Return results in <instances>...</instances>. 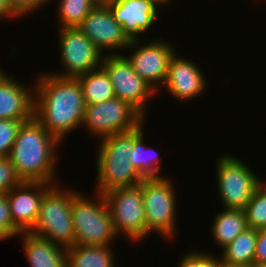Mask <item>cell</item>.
<instances>
[{
  "label": "cell",
  "mask_w": 266,
  "mask_h": 267,
  "mask_svg": "<svg viewBox=\"0 0 266 267\" xmlns=\"http://www.w3.org/2000/svg\"><path fill=\"white\" fill-rule=\"evenodd\" d=\"M33 116L61 143L82 126L85 102L77 78L37 74Z\"/></svg>",
  "instance_id": "obj_1"
},
{
  "label": "cell",
  "mask_w": 266,
  "mask_h": 267,
  "mask_svg": "<svg viewBox=\"0 0 266 267\" xmlns=\"http://www.w3.org/2000/svg\"><path fill=\"white\" fill-rule=\"evenodd\" d=\"M59 145L61 142L33 116L21 124L8 158L23 182L59 184L56 179Z\"/></svg>",
  "instance_id": "obj_2"
},
{
  "label": "cell",
  "mask_w": 266,
  "mask_h": 267,
  "mask_svg": "<svg viewBox=\"0 0 266 267\" xmlns=\"http://www.w3.org/2000/svg\"><path fill=\"white\" fill-rule=\"evenodd\" d=\"M96 180L97 193L139 185L144 178L130 162L133 150V130L115 134L97 142Z\"/></svg>",
  "instance_id": "obj_3"
},
{
  "label": "cell",
  "mask_w": 266,
  "mask_h": 267,
  "mask_svg": "<svg viewBox=\"0 0 266 267\" xmlns=\"http://www.w3.org/2000/svg\"><path fill=\"white\" fill-rule=\"evenodd\" d=\"M59 187L54 184L43 194L37 220L29 232L68 248L74 245L71 210L72 200L79 191L72 186Z\"/></svg>",
  "instance_id": "obj_4"
},
{
  "label": "cell",
  "mask_w": 266,
  "mask_h": 267,
  "mask_svg": "<svg viewBox=\"0 0 266 267\" xmlns=\"http://www.w3.org/2000/svg\"><path fill=\"white\" fill-rule=\"evenodd\" d=\"M79 192L72 200V221L74 226V244L89 246L111 245L115 233L110 211L105 197L94 192L96 197L92 200ZM91 199V200H90Z\"/></svg>",
  "instance_id": "obj_5"
},
{
  "label": "cell",
  "mask_w": 266,
  "mask_h": 267,
  "mask_svg": "<svg viewBox=\"0 0 266 267\" xmlns=\"http://www.w3.org/2000/svg\"><path fill=\"white\" fill-rule=\"evenodd\" d=\"M139 186L143 193L147 237L156 232L167 240L176 238L177 185L164 175L160 178H144Z\"/></svg>",
  "instance_id": "obj_6"
},
{
  "label": "cell",
  "mask_w": 266,
  "mask_h": 267,
  "mask_svg": "<svg viewBox=\"0 0 266 267\" xmlns=\"http://www.w3.org/2000/svg\"><path fill=\"white\" fill-rule=\"evenodd\" d=\"M232 154L223 153L217 158L215 179L218 196L225 209L244 210L255 189L263 181L252 167Z\"/></svg>",
  "instance_id": "obj_7"
},
{
  "label": "cell",
  "mask_w": 266,
  "mask_h": 267,
  "mask_svg": "<svg viewBox=\"0 0 266 267\" xmlns=\"http://www.w3.org/2000/svg\"><path fill=\"white\" fill-rule=\"evenodd\" d=\"M118 237L124 235L130 242H142L147 238V225L142 188L137 185L117 188L104 193Z\"/></svg>",
  "instance_id": "obj_8"
},
{
  "label": "cell",
  "mask_w": 266,
  "mask_h": 267,
  "mask_svg": "<svg viewBox=\"0 0 266 267\" xmlns=\"http://www.w3.org/2000/svg\"><path fill=\"white\" fill-rule=\"evenodd\" d=\"M145 120L128 102L114 97L105 102L85 105L82 128L86 127L90 137L93 135L101 140L132 131Z\"/></svg>",
  "instance_id": "obj_9"
},
{
  "label": "cell",
  "mask_w": 266,
  "mask_h": 267,
  "mask_svg": "<svg viewBox=\"0 0 266 267\" xmlns=\"http://www.w3.org/2000/svg\"><path fill=\"white\" fill-rule=\"evenodd\" d=\"M101 67L109 76L115 97L128 102L145 119L148 118V102L159 93L138 76L127 58L123 54L104 55Z\"/></svg>",
  "instance_id": "obj_10"
},
{
  "label": "cell",
  "mask_w": 266,
  "mask_h": 267,
  "mask_svg": "<svg viewBox=\"0 0 266 267\" xmlns=\"http://www.w3.org/2000/svg\"><path fill=\"white\" fill-rule=\"evenodd\" d=\"M58 52L62 71L51 72L59 77L76 78L79 75L91 72L102 65L101 53L90 39L78 27L58 28Z\"/></svg>",
  "instance_id": "obj_11"
},
{
  "label": "cell",
  "mask_w": 266,
  "mask_h": 267,
  "mask_svg": "<svg viewBox=\"0 0 266 267\" xmlns=\"http://www.w3.org/2000/svg\"><path fill=\"white\" fill-rule=\"evenodd\" d=\"M147 42L143 44L141 40L131 41L126 48V50L130 49L131 55H125L127 53H123V55L130 62L138 76L158 93L166 82L170 59L177 50L174 48V44L167 40L165 41L164 38L159 39L157 37V39Z\"/></svg>",
  "instance_id": "obj_12"
},
{
  "label": "cell",
  "mask_w": 266,
  "mask_h": 267,
  "mask_svg": "<svg viewBox=\"0 0 266 267\" xmlns=\"http://www.w3.org/2000/svg\"><path fill=\"white\" fill-rule=\"evenodd\" d=\"M78 28L103 55L122 54L121 50H126L131 43L103 1L88 13Z\"/></svg>",
  "instance_id": "obj_13"
},
{
  "label": "cell",
  "mask_w": 266,
  "mask_h": 267,
  "mask_svg": "<svg viewBox=\"0 0 266 267\" xmlns=\"http://www.w3.org/2000/svg\"><path fill=\"white\" fill-rule=\"evenodd\" d=\"M109 7L114 19L122 25L124 34L130 41L142 40L146 33L156 24L160 6L152 0H103Z\"/></svg>",
  "instance_id": "obj_14"
},
{
  "label": "cell",
  "mask_w": 266,
  "mask_h": 267,
  "mask_svg": "<svg viewBox=\"0 0 266 267\" xmlns=\"http://www.w3.org/2000/svg\"><path fill=\"white\" fill-rule=\"evenodd\" d=\"M205 77L197 63L175 52L170 59L163 88L166 87L169 95L171 94L176 100L185 102L192 99L193 101V98L203 95L206 91L209 84L206 83Z\"/></svg>",
  "instance_id": "obj_15"
},
{
  "label": "cell",
  "mask_w": 266,
  "mask_h": 267,
  "mask_svg": "<svg viewBox=\"0 0 266 267\" xmlns=\"http://www.w3.org/2000/svg\"><path fill=\"white\" fill-rule=\"evenodd\" d=\"M53 184L22 182L7 193L13 224L21 232H29L38 217L43 194Z\"/></svg>",
  "instance_id": "obj_16"
},
{
  "label": "cell",
  "mask_w": 266,
  "mask_h": 267,
  "mask_svg": "<svg viewBox=\"0 0 266 267\" xmlns=\"http://www.w3.org/2000/svg\"><path fill=\"white\" fill-rule=\"evenodd\" d=\"M32 85L18 81L13 73L0 72V119L30 120L33 117L34 83Z\"/></svg>",
  "instance_id": "obj_17"
},
{
  "label": "cell",
  "mask_w": 266,
  "mask_h": 267,
  "mask_svg": "<svg viewBox=\"0 0 266 267\" xmlns=\"http://www.w3.org/2000/svg\"><path fill=\"white\" fill-rule=\"evenodd\" d=\"M24 255L30 267H68L66 248L30 232H21Z\"/></svg>",
  "instance_id": "obj_18"
},
{
  "label": "cell",
  "mask_w": 266,
  "mask_h": 267,
  "mask_svg": "<svg viewBox=\"0 0 266 267\" xmlns=\"http://www.w3.org/2000/svg\"><path fill=\"white\" fill-rule=\"evenodd\" d=\"M145 123L144 121L133 130V150L130 152L129 159L143 178H160L163 177L161 156L156 149L145 144V129H143Z\"/></svg>",
  "instance_id": "obj_19"
},
{
  "label": "cell",
  "mask_w": 266,
  "mask_h": 267,
  "mask_svg": "<svg viewBox=\"0 0 266 267\" xmlns=\"http://www.w3.org/2000/svg\"><path fill=\"white\" fill-rule=\"evenodd\" d=\"M211 233L214 243L222 250L248 227L244 210L223 209L212 222Z\"/></svg>",
  "instance_id": "obj_20"
},
{
  "label": "cell",
  "mask_w": 266,
  "mask_h": 267,
  "mask_svg": "<svg viewBox=\"0 0 266 267\" xmlns=\"http://www.w3.org/2000/svg\"><path fill=\"white\" fill-rule=\"evenodd\" d=\"M114 245H76L66 248L68 267H112L116 264Z\"/></svg>",
  "instance_id": "obj_21"
},
{
  "label": "cell",
  "mask_w": 266,
  "mask_h": 267,
  "mask_svg": "<svg viewBox=\"0 0 266 267\" xmlns=\"http://www.w3.org/2000/svg\"><path fill=\"white\" fill-rule=\"evenodd\" d=\"M76 78L81 85L85 105L105 102L115 97L109 76L101 66Z\"/></svg>",
  "instance_id": "obj_22"
},
{
  "label": "cell",
  "mask_w": 266,
  "mask_h": 267,
  "mask_svg": "<svg viewBox=\"0 0 266 267\" xmlns=\"http://www.w3.org/2000/svg\"><path fill=\"white\" fill-rule=\"evenodd\" d=\"M257 236L258 230L247 228L221 250L220 258L230 264L252 266L254 264Z\"/></svg>",
  "instance_id": "obj_23"
},
{
  "label": "cell",
  "mask_w": 266,
  "mask_h": 267,
  "mask_svg": "<svg viewBox=\"0 0 266 267\" xmlns=\"http://www.w3.org/2000/svg\"><path fill=\"white\" fill-rule=\"evenodd\" d=\"M54 1V0H53ZM51 0V2H53ZM58 28L78 27L101 0H58Z\"/></svg>",
  "instance_id": "obj_24"
},
{
  "label": "cell",
  "mask_w": 266,
  "mask_h": 267,
  "mask_svg": "<svg viewBox=\"0 0 266 267\" xmlns=\"http://www.w3.org/2000/svg\"><path fill=\"white\" fill-rule=\"evenodd\" d=\"M262 180L244 209L248 227L256 230L266 229V181Z\"/></svg>",
  "instance_id": "obj_25"
},
{
  "label": "cell",
  "mask_w": 266,
  "mask_h": 267,
  "mask_svg": "<svg viewBox=\"0 0 266 267\" xmlns=\"http://www.w3.org/2000/svg\"><path fill=\"white\" fill-rule=\"evenodd\" d=\"M28 120L0 119V158L8 157L20 126Z\"/></svg>",
  "instance_id": "obj_26"
},
{
  "label": "cell",
  "mask_w": 266,
  "mask_h": 267,
  "mask_svg": "<svg viewBox=\"0 0 266 267\" xmlns=\"http://www.w3.org/2000/svg\"><path fill=\"white\" fill-rule=\"evenodd\" d=\"M177 267H219V257L208 251L193 249L182 255Z\"/></svg>",
  "instance_id": "obj_27"
},
{
  "label": "cell",
  "mask_w": 266,
  "mask_h": 267,
  "mask_svg": "<svg viewBox=\"0 0 266 267\" xmlns=\"http://www.w3.org/2000/svg\"><path fill=\"white\" fill-rule=\"evenodd\" d=\"M22 182L9 158H0V195L7 194Z\"/></svg>",
  "instance_id": "obj_28"
},
{
  "label": "cell",
  "mask_w": 266,
  "mask_h": 267,
  "mask_svg": "<svg viewBox=\"0 0 266 267\" xmlns=\"http://www.w3.org/2000/svg\"><path fill=\"white\" fill-rule=\"evenodd\" d=\"M12 10L21 18L33 13L34 11L45 7V4H51V0H8Z\"/></svg>",
  "instance_id": "obj_29"
},
{
  "label": "cell",
  "mask_w": 266,
  "mask_h": 267,
  "mask_svg": "<svg viewBox=\"0 0 266 267\" xmlns=\"http://www.w3.org/2000/svg\"><path fill=\"white\" fill-rule=\"evenodd\" d=\"M0 225L12 236L18 237L21 231L13 224L7 194L0 195Z\"/></svg>",
  "instance_id": "obj_30"
},
{
  "label": "cell",
  "mask_w": 266,
  "mask_h": 267,
  "mask_svg": "<svg viewBox=\"0 0 266 267\" xmlns=\"http://www.w3.org/2000/svg\"><path fill=\"white\" fill-rule=\"evenodd\" d=\"M254 263L266 264V229L258 230Z\"/></svg>",
  "instance_id": "obj_31"
},
{
  "label": "cell",
  "mask_w": 266,
  "mask_h": 267,
  "mask_svg": "<svg viewBox=\"0 0 266 267\" xmlns=\"http://www.w3.org/2000/svg\"><path fill=\"white\" fill-rule=\"evenodd\" d=\"M20 18L11 8L8 0H0V19Z\"/></svg>",
  "instance_id": "obj_32"
},
{
  "label": "cell",
  "mask_w": 266,
  "mask_h": 267,
  "mask_svg": "<svg viewBox=\"0 0 266 267\" xmlns=\"http://www.w3.org/2000/svg\"><path fill=\"white\" fill-rule=\"evenodd\" d=\"M219 267H251V266L239 265V264H230V263L223 261L219 256Z\"/></svg>",
  "instance_id": "obj_33"
},
{
  "label": "cell",
  "mask_w": 266,
  "mask_h": 267,
  "mask_svg": "<svg viewBox=\"0 0 266 267\" xmlns=\"http://www.w3.org/2000/svg\"><path fill=\"white\" fill-rule=\"evenodd\" d=\"M12 236L0 225V241L11 239Z\"/></svg>",
  "instance_id": "obj_34"
},
{
  "label": "cell",
  "mask_w": 266,
  "mask_h": 267,
  "mask_svg": "<svg viewBox=\"0 0 266 267\" xmlns=\"http://www.w3.org/2000/svg\"><path fill=\"white\" fill-rule=\"evenodd\" d=\"M152 1H155L159 6H162L160 8L163 9V7H166V5H171V0H152ZM172 1H175V0H172Z\"/></svg>",
  "instance_id": "obj_35"
},
{
  "label": "cell",
  "mask_w": 266,
  "mask_h": 267,
  "mask_svg": "<svg viewBox=\"0 0 266 267\" xmlns=\"http://www.w3.org/2000/svg\"><path fill=\"white\" fill-rule=\"evenodd\" d=\"M251 267H266V264H256V263H254Z\"/></svg>",
  "instance_id": "obj_36"
}]
</instances>
